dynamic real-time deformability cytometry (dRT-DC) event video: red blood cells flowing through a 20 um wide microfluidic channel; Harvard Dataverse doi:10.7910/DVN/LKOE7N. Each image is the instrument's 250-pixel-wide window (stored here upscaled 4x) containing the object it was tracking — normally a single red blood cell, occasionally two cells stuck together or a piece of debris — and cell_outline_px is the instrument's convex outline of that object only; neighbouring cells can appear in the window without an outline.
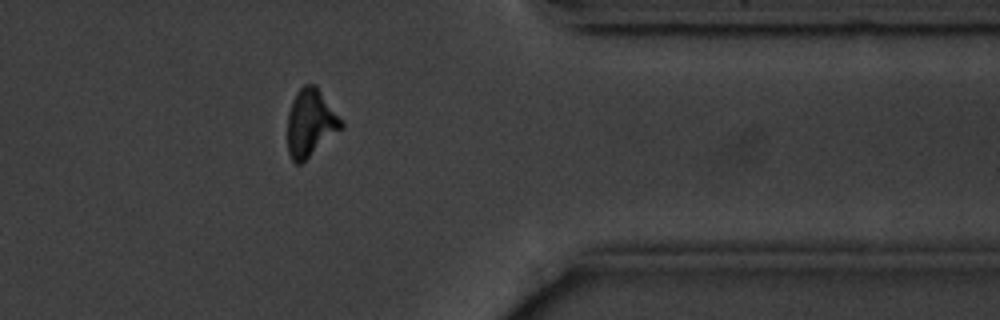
{"species": "common noctule bat (a hibernating species)", "species_latin": "Nyctalus noctula", "temperature_condition": "cold", "stored_images_in_passage": 14, "camera_frame_rate_fps": 3000, "um_per_image_px": 0.085, "animal": {"sex": "male", "body_mass_g": 20.1, "forearm_length_mm": 53.5}, "frame": {"image": 1, "passage_image": 12, "time_ms": 13.667, "image_size_px": [1000, 320], "cell_outline_px": [[344, 128], [300, 164], [296, 164], [292, 160], [288, 152], [288, 112], [292, 100], [300, 88], [304, 84], [316, 84], [344, 120]], "centroid_in_image_um": [26.43, 10.43], "position_along_channel_um": 385.0, "area_um2": 21.44}}
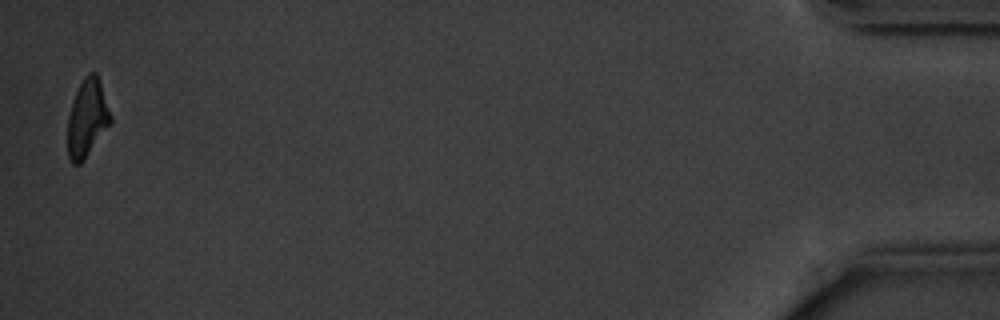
{"frame": {"image": 2, "passage_image": 14, "time_ms": 17.0, "image_size_px": [1000, 320], "cell_outline_px": [[112, 120], [84, 160], [80, 164], [72, 164], [68, 160], [68, 116], [76, 92], [84, 76], [88, 72], [96, 72], [112, 116]], "centroid_in_image_um": [7.4, 10.06], "position_along_channel_um": 427.8, "area_um2": 19.13}, "authors_computed_cell_mechanics": {"area_um2": 22.542, "velocity_mm_per_s": 3.5747, "shape_relaxation_time_tau1_ms": 2.0873, "shape_relaxation_time_tau2_ms": null, "deformation_change_tau1": 0.0976, "deformation_change_tau2": null}}